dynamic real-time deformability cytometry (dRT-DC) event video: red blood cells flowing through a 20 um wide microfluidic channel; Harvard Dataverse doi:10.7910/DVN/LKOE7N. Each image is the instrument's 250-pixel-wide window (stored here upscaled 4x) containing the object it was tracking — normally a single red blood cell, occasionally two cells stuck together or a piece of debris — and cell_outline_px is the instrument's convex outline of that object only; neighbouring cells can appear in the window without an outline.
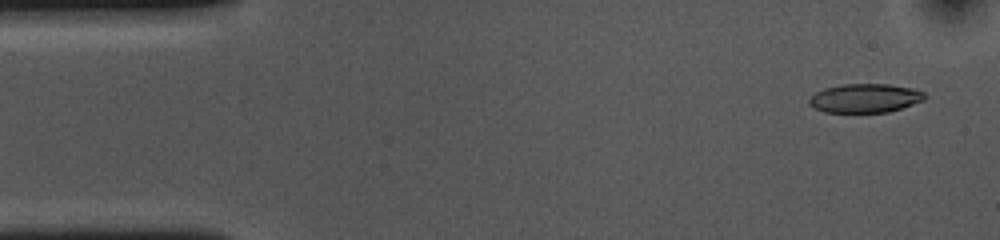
{"species": "common noctule bat (a hibernating species)", "species_latin": "Nyctalus noctula", "temperature_condition": "cold", "stored_images_in_passage": 53, "camera_frame_rate_fps": 3000, "um_per_image_px": 0.085, "animal": {"sex": "female", "body_mass_g": 10.0, "forearm_length_mm": 53.1}, "frame": {"image": 1, "passage_image": 3, "time_ms": 0.667, "image_size_px": [1000, 240], "cell_outline_px": [[924, 100], [888, 112], [824, 112], [808, 104], [808, 100], [816, 92], [824, 88], [840, 84], [888, 84], [912, 88], [924, 92]], "centroid_in_image_um": [73.5, 8.34], "position_along_channel_um": 11.5, "area_um2": 19.31}}
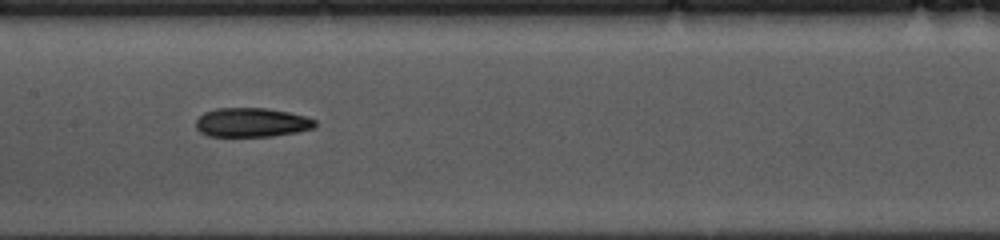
{"frame": {"image": 2, "passage_image": 25, "time_ms": 8.0, "image_size_px": [1000, 240], "cell_outline_px": [[316, 124], [312, 128], [296, 132], [272, 136], [208, 136], [200, 132], [196, 128], [196, 120], [204, 112], [216, 108], [268, 108], [308, 116], [316, 120]], "centroid_in_image_um": [21.39, 10.4], "position_along_channel_um": 186.0, "area_um2": 20.29}}
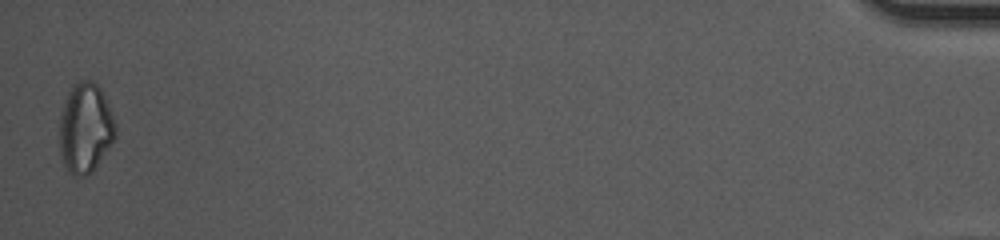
{"frame": {"image": 3, "passage_image": 53, "time_ms": 17.333, "image_size_px": [1000, 240], "cell_outline_px": [[116, 136], [92, 172], [84, 176], [76, 176], [68, 172], [64, 168], [60, 152], [60, 112], [68, 92], [72, 84], [76, 80], [92, 80], [100, 88], [108, 104], [116, 124]], "centroid_in_image_um": [7.24, 10.87], "position_along_channel_um": 428.0, "area_um2": 29.48}, "authors_computed_cell_mechanics": {"area_um2": 20.6924, "velocity_mm_per_s": 3.6657, "shape_relaxation_time_tau1_ms": 7.7088, "shape_relaxation_time_tau2_ms": 7.2324, "deformation_change_tau1": 0.1489, "deformation_change_tau2": 0.1644}}